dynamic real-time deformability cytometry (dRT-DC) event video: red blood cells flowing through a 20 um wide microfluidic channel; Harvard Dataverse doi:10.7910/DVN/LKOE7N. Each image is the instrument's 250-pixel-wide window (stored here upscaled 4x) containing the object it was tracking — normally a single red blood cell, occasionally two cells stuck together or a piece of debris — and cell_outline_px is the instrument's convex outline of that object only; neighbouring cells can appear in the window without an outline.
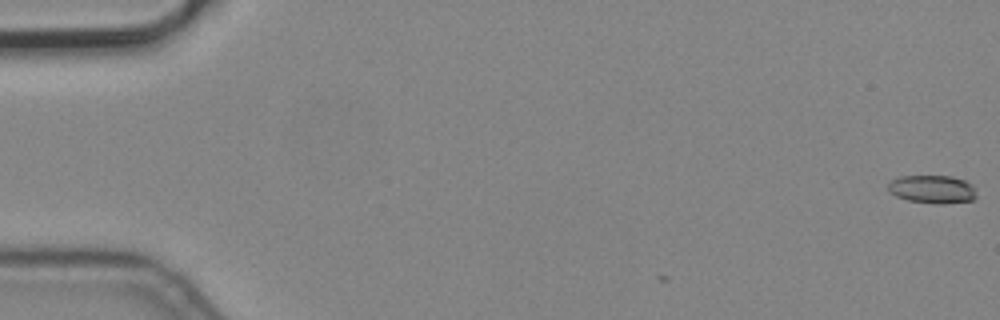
{"species": "common noctule bat (a hibernating species)", "species_latin": "Nyctalus noctula", "temperature_condition": "cold", "stored_images_in_passage": 4, "camera_frame_rate_fps": 3000, "um_per_image_px": 0.085, "animal": {"sex": "male", "body_mass_g": 19.2, "forearm_length_mm": 51.8}, "frame": {"image": 1, "passage_image": 1, "time_ms": 0.0, "image_size_px": [1000, 320], "cell_outline_px": [[976, 200], [944, 204], [908, 200], [896, 196], [888, 192], [888, 184], [892, 180], [900, 176], [952, 176], [964, 180], [972, 184], [976, 196]], "centroid_in_image_um": [79.26, 16.08], "position_along_channel_um": 5.7, "area_um2": 14.51}}